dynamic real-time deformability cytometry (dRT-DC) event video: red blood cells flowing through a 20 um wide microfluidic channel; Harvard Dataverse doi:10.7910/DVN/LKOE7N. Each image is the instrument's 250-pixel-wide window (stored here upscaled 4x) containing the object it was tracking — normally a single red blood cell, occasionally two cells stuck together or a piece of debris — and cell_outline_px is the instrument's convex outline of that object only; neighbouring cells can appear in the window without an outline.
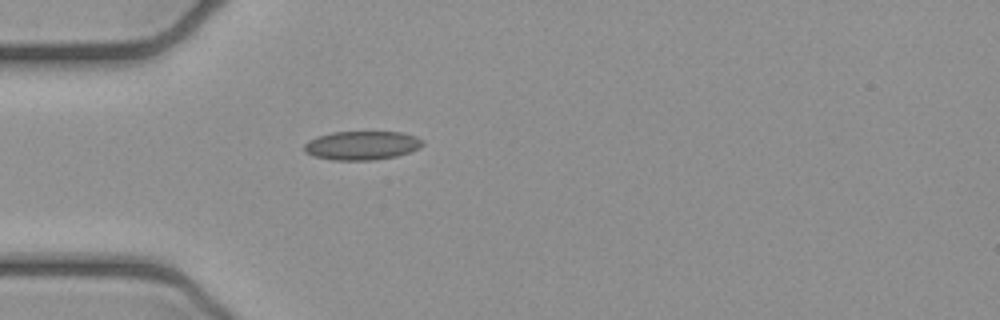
{"species": "common noctule bat (a hibernating species)", "species_latin": "Nyctalus noctula", "temperature_condition": "cold", "stored_images_in_passage": 1, "camera_frame_rate_fps": 3000, "um_per_image_px": 0.085, "animal": {"sex": "female", "body_mass_g": 21.9}, "frame": {"image": 1, "passage_image": 1, "time_ms": 0.0, "image_size_px": [1000, 320], "cell_outline_px": [[424, 144], [420, 148], [396, 156], [372, 160], [332, 160], [312, 156], [304, 152], [304, 144], [308, 140], [316, 136], [332, 132], [400, 132], [416, 136], [424, 140]], "centroid_in_image_um": [30.73, 12.36], "position_along_channel_um": 54.3, "area_um2": 20.06}}